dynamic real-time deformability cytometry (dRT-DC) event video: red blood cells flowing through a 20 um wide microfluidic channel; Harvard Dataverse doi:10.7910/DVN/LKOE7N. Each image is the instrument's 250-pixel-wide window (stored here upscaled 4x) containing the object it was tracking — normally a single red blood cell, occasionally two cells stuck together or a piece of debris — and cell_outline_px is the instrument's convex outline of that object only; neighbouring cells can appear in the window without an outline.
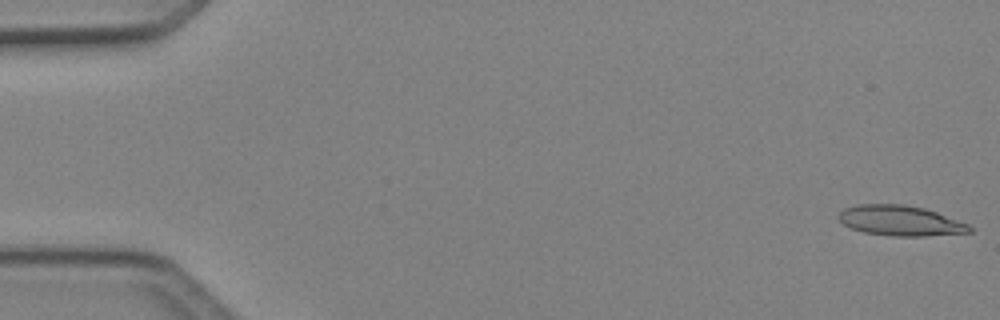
{"species": "Egyptian fruit bat (a non-hibernating species)", "species_latin": "Rousettus aegyptiacus", "temperature_condition": "cold", "stored_images_in_passage": 6, "camera_frame_rate_fps": 3000, "um_per_image_px": 0.085, "animal": {"sex": "female"}, "frame": {"image": 1, "passage_image": 1, "time_ms": 0.0, "image_size_px": [1000, 320], "cell_outline_px": [[972, 232], [924, 236], [892, 236], [864, 232], [852, 228], [844, 224], [836, 216], [844, 208], [856, 204], [904, 204], [924, 208], [936, 212], [968, 224], [972, 228]], "centroid_in_image_um": [76.51, 18.75], "position_along_channel_um": 8.5, "area_um2": 23.0}}